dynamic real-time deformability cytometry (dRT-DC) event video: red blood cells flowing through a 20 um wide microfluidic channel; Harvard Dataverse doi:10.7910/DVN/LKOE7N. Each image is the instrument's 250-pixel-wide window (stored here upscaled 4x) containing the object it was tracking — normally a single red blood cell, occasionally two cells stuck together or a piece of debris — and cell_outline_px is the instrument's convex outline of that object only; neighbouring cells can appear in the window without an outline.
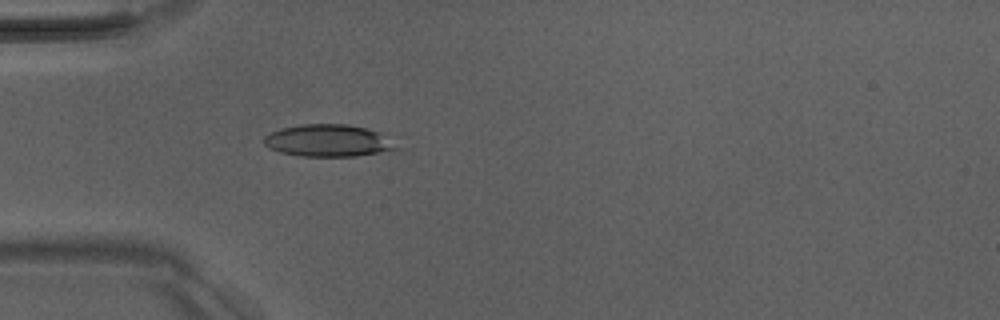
{"species": "Egyptian fruit bat (a non-hibernating species)", "species_latin": "Rousettus aegyptiacus", "temperature_condition": "room temperature", "stored_images_in_passage": 51, "camera_frame_rate_fps": 3000, "um_per_image_px": 0.085, "animal": {"sex": "male"}, "frame": {"image": 1, "passage_image": 16, "time_ms": 5.0, "image_size_px": [1000, 320], "cell_outline_px": [[400, 148], [356, 156], [300, 156], [280, 152], [268, 148], [264, 144], [264, 136], [280, 128], [300, 124], [344, 124], [364, 128], [380, 132]], "centroid_in_image_um": [27.84, 11.95], "position_along_channel_um": 57.2, "area_um2": 24.57}}
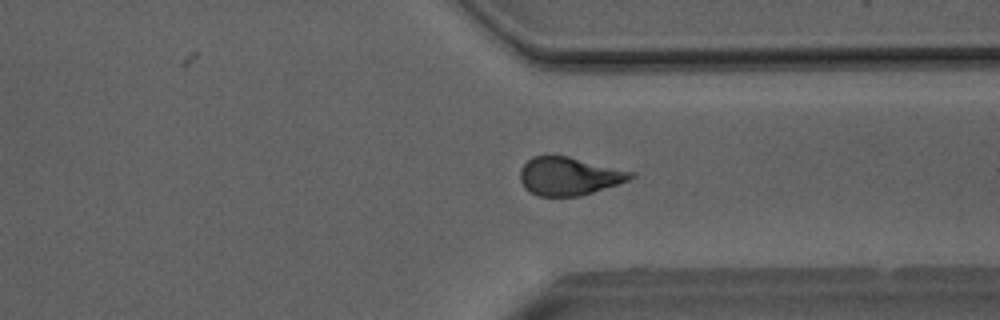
{"frame": {"image": 2, "passage_image": 39, "time_ms": 12.667, "image_size_px": [1000, 320], "cell_outline_px": [[636, 176], [628, 180], [580, 196], [540, 196], [524, 188], [520, 180], [520, 168], [532, 156], [568, 156], [636, 172]], "centroid_in_image_um": [48.37, 14.96], "position_along_channel_um": 363.0, "area_um2": 24.45}}
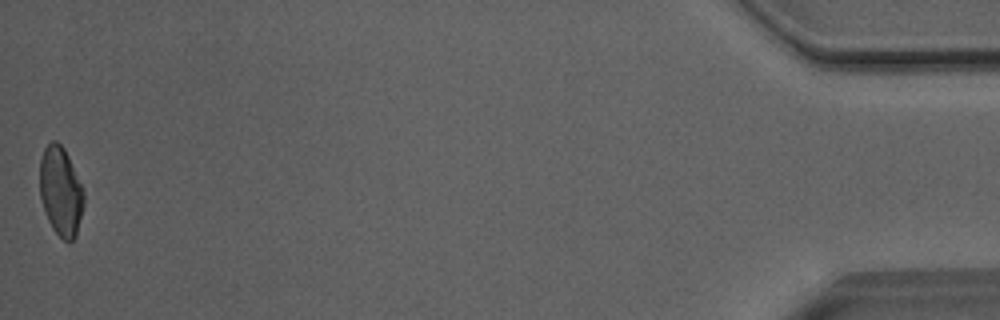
{"frame": {"image": 3, "passage_image": 51, "time_ms": 16.667, "image_size_px": [1000, 320], "cell_outline_px": [[84, 204], [76, 236], [72, 240], [64, 240], [52, 228], [48, 220], [40, 196], [40, 160], [44, 148], [52, 140], [56, 140], [64, 148], [68, 156], [84, 192]], "centroid_in_image_um": [5.16, 16.25], "position_along_channel_um": 430.0, "area_um2": 22.6}, "authors_computed_cell_mechanics": {"area_um2": 24.854, "velocity_mm_per_s": 4.0771, "shape_relaxation_time_tau1_ms": 4.8996, "shape_relaxation_time_tau2_ms": 1.3443, "deformation_change_tau1": 0.168, "deformation_change_tau2": 0.0844}}